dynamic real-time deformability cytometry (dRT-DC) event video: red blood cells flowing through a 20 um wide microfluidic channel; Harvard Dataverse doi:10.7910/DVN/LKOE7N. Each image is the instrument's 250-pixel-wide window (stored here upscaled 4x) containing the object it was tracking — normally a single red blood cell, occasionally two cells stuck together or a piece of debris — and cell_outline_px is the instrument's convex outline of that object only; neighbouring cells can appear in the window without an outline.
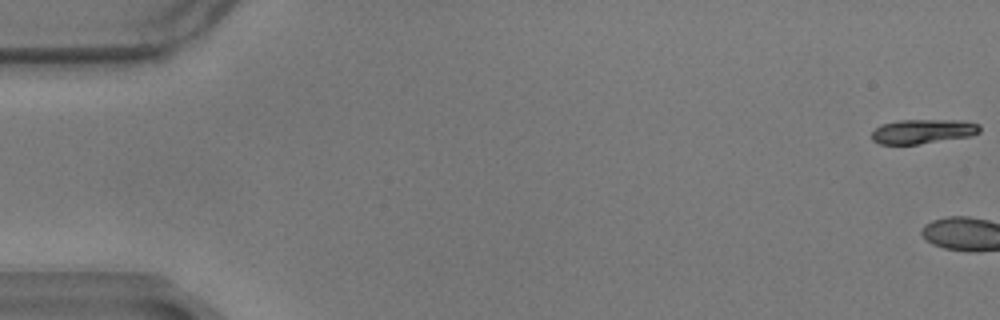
{"species": "common noctule bat (a hibernating species)", "species_latin": "Nyctalus noctula", "temperature_condition": "warm", "stored_images_in_passage": 3, "camera_frame_rate_fps": 3000, "um_per_image_px": 0.085, "animal": {"sex": "male", "body_mass_g": 17.9}, "frame": {"image": 1, "passage_image": 1, "time_ms": 0.0, "image_size_px": [1000, 320], "cell_outline_px": [[980, 132], [972, 136], [916, 144], [880, 144], [872, 140], [872, 132], [880, 124], [900, 120], [960, 120], [980, 124]], "centroid_in_image_um": [78.45, 11.16], "position_along_channel_um": 6.5, "area_um2": 15.37}}